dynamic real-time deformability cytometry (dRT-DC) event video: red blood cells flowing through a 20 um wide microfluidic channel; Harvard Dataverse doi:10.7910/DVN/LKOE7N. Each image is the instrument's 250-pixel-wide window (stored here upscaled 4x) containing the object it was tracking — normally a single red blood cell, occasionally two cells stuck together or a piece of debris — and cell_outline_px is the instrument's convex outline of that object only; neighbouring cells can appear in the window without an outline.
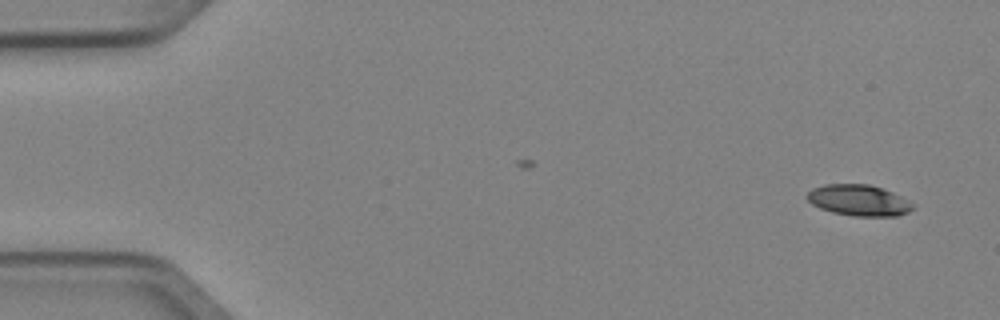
{"species": "Egyptian fruit bat (a non-hibernating species)", "species_latin": "Rousettus aegyptiacus", "temperature_condition": "cold", "stored_images_in_passage": 2, "camera_frame_rate_fps": 3000, "um_per_image_px": 0.085, "animal": {"sex": "female"}, "frame": {"image": 1, "passage_image": 2, "time_ms": 0.333, "image_size_px": [1000, 320], "cell_outline_px": [[912, 208], [908, 212], [896, 216], [852, 216], [832, 212], [820, 208], [812, 204], [804, 196], [812, 188], [824, 184], [868, 184], [892, 192], [900, 196], [912, 204]], "centroid_in_image_um": [72.93, 17.02], "position_along_channel_um": 12.1, "area_um2": 19.02}}